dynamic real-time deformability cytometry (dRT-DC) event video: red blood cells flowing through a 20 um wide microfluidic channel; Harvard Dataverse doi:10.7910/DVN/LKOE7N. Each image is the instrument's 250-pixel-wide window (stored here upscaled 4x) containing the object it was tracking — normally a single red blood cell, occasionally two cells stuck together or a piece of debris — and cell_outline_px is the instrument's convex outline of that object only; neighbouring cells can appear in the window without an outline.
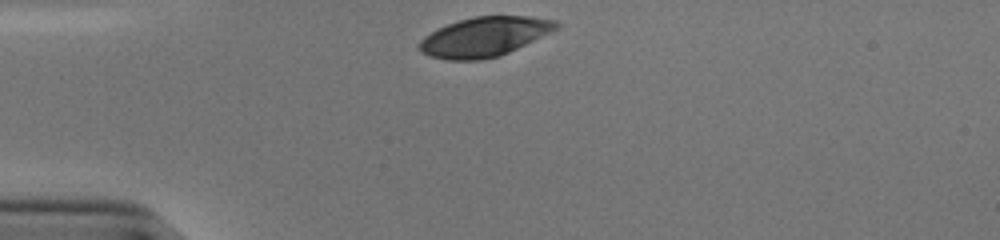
{"species": "human", "species_latin": "Homo sapiens", "temperature_condition": "cold", "stored_images_in_passage": 30, "camera_frame_rate_fps": 3000, "um_per_image_px": 0.085, "donor": {"sex": "male"}, "frame": {"image": 1, "passage_image": 1, "time_ms": 0.0, "image_size_px": [1000, 240], "cell_outline_px": [[560, 28], [552, 32], [500, 56], [480, 60], [448, 60], [428, 56], [420, 52], [416, 44], [424, 36], [448, 24], [472, 16], [528, 16], [556, 20], [560, 24]], "centroid_in_image_um": [41.17, 3.13], "position_along_channel_um": 43.8, "area_um2": 31.67}}
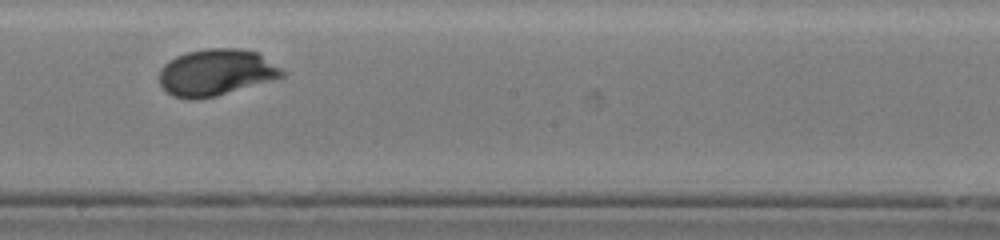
{"frame": {"image": 2, "passage_image": 18, "time_ms": 5.667, "image_size_px": [1000, 240], "cell_outline_px": [[288, 72], [284, 76], [272, 80], [216, 96], [196, 100], [188, 100], [172, 96], [160, 84], [160, 68], [168, 60], [176, 56], [188, 52], [208, 48], [240, 48], [256, 52]], "centroid_in_image_um": [18.36, 6.16], "position_along_channel_um": 229.8, "area_um2": 33.41}}
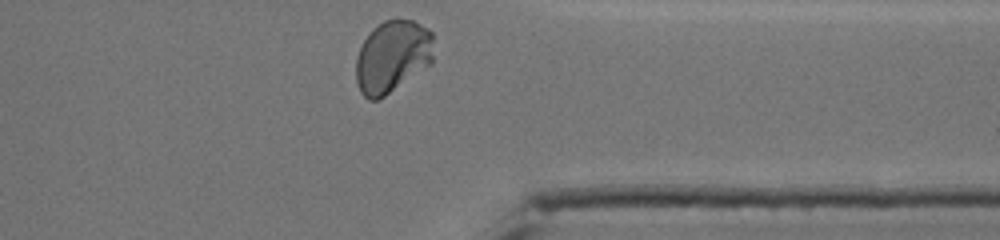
{"frame": {"image": 3, "passage_image": 30, "time_ms": 9.667, "image_size_px": [1000, 240], "cell_outline_px": [[432, 64], [384, 96], [376, 100], [368, 100], [360, 92], [356, 80], [356, 56], [368, 32], [372, 28], [384, 20], [412, 20], [428, 28], [432, 32]], "centroid_in_image_um": [33.33, 4.81], "position_along_channel_um": 378.1, "area_um2": 32.77}, "authors_computed_cell_mechanics": {"area_um2": 32.657, "velocity_mm_per_s": 3.7849, "shape_relaxation_time_tau1_ms": 3.0616, "shape_relaxation_time_tau2_ms": null, "deformation_change_tau1": 0.1478, "deformation_change_tau2": null}}